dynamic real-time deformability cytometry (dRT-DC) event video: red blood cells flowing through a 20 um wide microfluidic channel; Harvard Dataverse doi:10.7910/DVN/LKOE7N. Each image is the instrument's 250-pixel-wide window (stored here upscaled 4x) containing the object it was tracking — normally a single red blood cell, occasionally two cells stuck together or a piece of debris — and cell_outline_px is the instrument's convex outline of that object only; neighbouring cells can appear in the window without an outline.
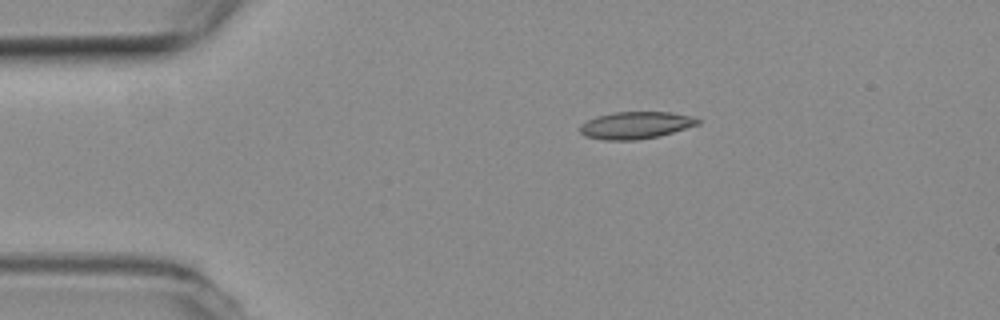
{"species": "common noctule bat (a hibernating species)", "species_latin": "Nyctalus noctula", "temperature_condition": "room temperature", "stored_images_in_passage": 2, "camera_frame_rate_fps": 3000, "um_per_image_px": 0.085, "animal": {"sex": "female", "body_mass_g": 19.3, "forearm_length_mm": 54.1}, "frame": {"image": 1, "passage_image": 2, "time_ms": 0.333, "image_size_px": [1000, 320], "cell_outline_px": [[700, 124], [660, 136], [636, 140], [604, 140], [584, 136], [580, 132], [580, 124], [596, 116], [612, 112], [668, 112], [688, 116], [700, 120]], "centroid_in_image_um": [53.99, 10.65], "position_along_channel_um": 31.0, "area_um2": 18.61}}